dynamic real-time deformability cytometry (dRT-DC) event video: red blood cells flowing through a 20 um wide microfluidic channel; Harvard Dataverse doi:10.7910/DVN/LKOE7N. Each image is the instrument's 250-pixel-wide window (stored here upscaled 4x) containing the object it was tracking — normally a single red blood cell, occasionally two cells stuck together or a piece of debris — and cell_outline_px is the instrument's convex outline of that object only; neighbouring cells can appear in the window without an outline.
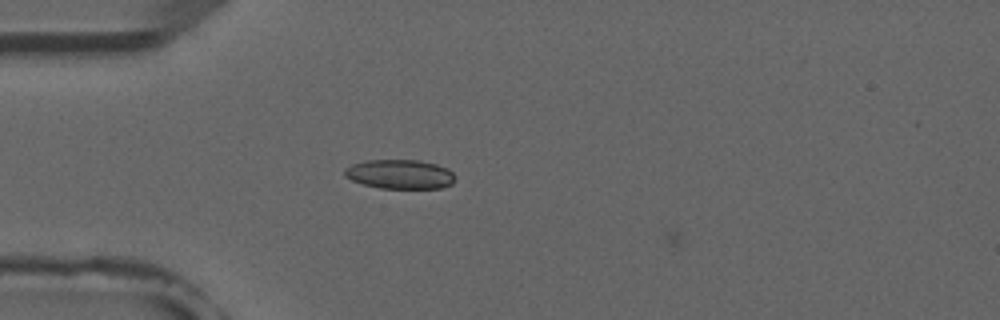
{"species": "common noctule bat (a hibernating species)", "species_latin": "Nyctalus noctula", "temperature_condition": "room temperature", "stored_images_in_passage": 15, "camera_frame_rate_fps": 3000, "um_per_image_px": 0.085, "animal": {"sex": "male", "forearm_length_mm": 52.5}, "frame": {"image": 1, "passage_image": 14, "time_ms": 4.333, "image_size_px": [1000, 320], "cell_outline_px": [[452, 184], [440, 188], [380, 188], [364, 184], [352, 180], [344, 176], [344, 168], [352, 164], [368, 160], [420, 160], [436, 164], [448, 168], [452, 172]], "centroid_in_image_um": [33.96, 14.8], "position_along_channel_um": 51.0, "area_um2": 18.73}}